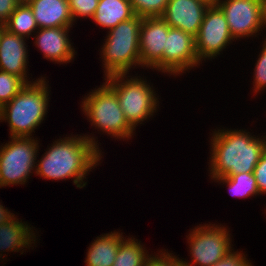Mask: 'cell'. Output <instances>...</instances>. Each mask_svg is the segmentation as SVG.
<instances>
[{"mask_svg": "<svg viewBox=\"0 0 266 266\" xmlns=\"http://www.w3.org/2000/svg\"><path fill=\"white\" fill-rule=\"evenodd\" d=\"M83 134L63 135L53 140L46 150L37 158L35 174L44 180L55 182L72 180L77 188L87 185L92 170L101 166L104 153ZM102 161V162H101ZM87 181H86V180ZM57 180V181H56Z\"/></svg>", "mask_w": 266, "mask_h": 266, "instance_id": "cell-1", "label": "cell"}, {"mask_svg": "<svg viewBox=\"0 0 266 266\" xmlns=\"http://www.w3.org/2000/svg\"><path fill=\"white\" fill-rule=\"evenodd\" d=\"M209 148V179L251 173L266 149V132L255 135L245 128L216 127L211 130Z\"/></svg>", "mask_w": 266, "mask_h": 266, "instance_id": "cell-2", "label": "cell"}, {"mask_svg": "<svg viewBox=\"0 0 266 266\" xmlns=\"http://www.w3.org/2000/svg\"><path fill=\"white\" fill-rule=\"evenodd\" d=\"M87 94V95H86ZM82 115L90 122L91 128L95 130L89 134L83 135L101 151L103 150L101 143L98 142V134L107 135L111 139L117 141L133 139L136 131L129 125L126 120L116 93L103 81L102 85L96 86L88 93H85L80 102ZM100 143V144H99Z\"/></svg>", "mask_w": 266, "mask_h": 266, "instance_id": "cell-3", "label": "cell"}, {"mask_svg": "<svg viewBox=\"0 0 266 266\" xmlns=\"http://www.w3.org/2000/svg\"><path fill=\"white\" fill-rule=\"evenodd\" d=\"M46 78V75H41L26 84L2 106L0 122H7L10 137H35L33 133L46 120L51 100V86Z\"/></svg>", "mask_w": 266, "mask_h": 266, "instance_id": "cell-4", "label": "cell"}, {"mask_svg": "<svg viewBox=\"0 0 266 266\" xmlns=\"http://www.w3.org/2000/svg\"><path fill=\"white\" fill-rule=\"evenodd\" d=\"M142 18H133L117 24L107 31L99 49L103 76L132 73L135 68H143L140 63L139 36Z\"/></svg>", "mask_w": 266, "mask_h": 266, "instance_id": "cell-5", "label": "cell"}, {"mask_svg": "<svg viewBox=\"0 0 266 266\" xmlns=\"http://www.w3.org/2000/svg\"><path fill=\"white\" fill-rule=\"evenodd\" d=\"M103 79L116 93L124 116L134 130L152 119L158 108L160 110L161 98L155 91L157 88L144 75L138 76V72L135 75L116 74Z\"/></svg>", "mask_w": 266, "mask_h": 266, "instance_id": "cell-6", "label": "cell"}, {"mask_svg": "<svg viewBox=\"0 0 266 266\" xmlns=\"http://www.w3.org/2000/svg\"><path fill=\"white\" fill-rule=\"evenodd\" d=\"M0 145V189L26 185L35 174L37 155L40 154L38 137H10Z\"/></svg>", "mask_w": 266, "mask_h": 266, "instance_id": "cell-7", "label": "cell"}, {"mask_svg": "<svg viewBox=\"0 0 266 266\" xmlns=\"http://www.w3.org/2000/svg\"><path fill=\"white\" fill-rule=\"evenodd\" d=\"M212 223L197 224L188 230L185 237L191 259L180 257L186 266H212L234 249L230 228L225 224Z\"/></svg>", "mask_w": 266, "mask_h": 266, "instance_id": "cell-8", "label": "cell"}, {"mask_svg": "<svg viewBox=\"0 0 266 266\" xmlns=\"http://www.w3.org/2000/svg\"><path fill=\"white\" fill-rule=\"evenodd\" d=\"M222 10L229 31L235 41L258 38L266 31L264 22V0H216Z\"/></svg>", "mask_w": 266, "mask_h": 266, "instance_id": "cell-9", "label": "cell"}, {"mask_svg": "<svg viewBox=\"0 0 266 266\" xmlns=\"http://www.w3.org/2000/svg\"><path fill=\"white\" fill-rule=\"evenodd\" d=\"M233 39L222 10L211 3L206 9L200 30L195 37L196 53L201 63L212 61L233 45ZM207 60V61H206Z\"/></svg>", "mask_w": 266, "mask_h": 266, "instance_id": "cell-10", "label": "cell"}, {"mask_svg": "<svg viewBox=\"0 0 266 266\" xmlns=\"http://www.w3.org/2000/svg\"><path fill=\"white\" fill-rule=\"evenodd\" d=\"M201 65L196 53L195 37L170 27L164 46L163 74L176 78Z\"/></svg>", "mask_w": 266, "mask_h": 266, "instance_id": "cell-11", "label": "cell"}, {"mask_svg": "<svg viewBox=\"0 0 266 266\" xmlns=\"http://www.w3.org/2000/svg\"><path fill=\"white\" fill-rule=\"evenodd\" d=\"M169 28L161 17L142 18L139 49L143 70L151 69L163 75V53Z\"/></svg>", "mask_w": 266, "mask_h": 266, "instance_id": "cell-12", "label": "cell"}, {"mask_svg": "<svg viewBox=\"0 0 266 266\" xmlns=\"http://www.w3.org/2000/svg\"><path fill=\"white\" fill-rule=\"evenodd\" d=\"M73 27L40 28L32 36L43 58L54 64H68L75 60L77 51L69 33Z\"/></svg>", "mask_w": 266, "mask_h": 266, "instance_id": "cell-13", "label": "cell"}, {"mask_svg": "<svg viewBox=\"0 0 266 266\" xmlns=\"http://www.w3.org/2000/svg\"><path fill=\"white\" fill-rule=\"evenodd\" d=\"M28 39L11 33L6 28L0 38V70L20 77L26 84L34 82L29 76ZM32 80H31V79Z\"/></svg>", "mask_w": 266, "mask_h": 266, "instance_id": "cell-14", "label": "cell"}, {"mask_svg": "<svg viewBox=\"0 0 266 266\" xmlns=\"http://www.w3.org/2000/svg\"><path fill=\"white\" fill-rule=\"evenodd\" d=\"M210 4L207 0H169L161 18L170 27L196 37Z\"/></svg>", "mask_w": 266, "mask_h": 266, "instance_id": "cell-15", "label": "cell"}, {"mask_svg": "<svg viewBox=\"0 0 266 266\" xmlns=\"http://www.w3.org/2000/svg\"><path fill=\"white\" fill-rule=\"evenodd\" d=\"M18 217L15 215L11 220L0 225V260L2 259L3 262L9 252L13 254L19 252L22 255L30 251V248L34 249L33 246L37 247L39 231L32 224L27 221L22 222L23 219Z\"/></svg>", "mask_w": 266, "mask_h": 266, "instance_id": "cell-16", "label": "cell"}, {"mask_svg": "<svg viewBox=\"0 0 266 266\" xmlns=\"http://www.w3.org/2000/svg\"><path fill=\"white\" fill-rule=\"evenodd\" d=\"M38 28L73 27L68 0H30Z\"/></svg>", "mask_w": 266, "mask_h": 266, "instance_id": "cell-17", "label": "cell"}, {"mask_svg": "<svg viewBox=\"0 0 266 266\" xmlns=\"http://www.w3.org/2000/svg\"><path fill=\"white\" fill-rule=\"evenodd\" d=\"M118 229L108 233H102L87 247L84 263L86 266H112L119 244L128 237Z\"/></svg>", "mask_w": 266, "mask_h": 266, "instance_id": "cell-18", "label": "cell"}, {"mask_svg": "<svg viewBox=\"0 0 266 266\" xmlns=\"http://www.w3.org/2000/svg\"><path fill=\"white\" fill-rule=\"evenodd\" d=\"M130 0H99L96 12L91 19L96 27L106 32L117 24L135 16Z\"/></svg>", "mask_w": 266, "mask_h": 266, "instance_id": "cell-19", "label": "cell"}, {"mask_svg": "<svg viewBox=\"0 0 266 266\" xmlns=\"http://www.w3.org/2000/svg\"><path fill=\"white\" fill-rule=\"evenodd\" d=\"M151 255L142 241L129 235L119 244L112 266H145Z\"/></svg>", "mask_w": 266, "mask_h": 266, "instance_id": "cell-20", "label": "cell"}, {"mask_svg": "<svg viewBox=\"0 0 266 266\" xmlns=\"http://www.w3.org/2000/svg\"><path fill=\"white\" fill-rule=\"evenodd\" d=\"M212 183L226 185L231 196L241 199L257 198L261 196L258 190L254 173H240L229 177L213 178Z\"/></svg>", "mask_w": 266, "mask_h": 266, "instance_id": "cell-21", "label": "cell"}, {"mask_svg": "<svg viewBox=\"0 0 266 266\" xmlns=\"http://www.w3.org/2000/svg\"><path fill=\"white\" fill-rule=\"evenodd\" d=\"M4 25L11 33L28 40L39 29L32 9L27 3H20Z\"/></svg>", "mask_w": 266, "mask_h": 266, "instance_id": "cell-22", "label": "cell"}, {"mask_svg": "<svg viewBox=\"0 0 266 266\" xmlns=\"http://www.w3.org/2000/svg\"><path fill=\"white\" fill-rule=\"evenodd\" d=\"M25 85L20 77L0 70V105L9 103Z\"/></svg>", "mask_w": 266, "mask_h": 266, "instance_id": "cell-23", "label": "cell"}, {"mask_svg": "<svg viewBox=\"0 0 266 266\" xmlns=\"http://www.w3.org/2000/svg\"><path fill=\"white\" fill-rule=\"evenodd\" d=\"M262 43L260 44V53L257 56V60L254 64L253 69V80L251 87L253 95L256 96L257 94L261 95V92L264 93L266 90V34H264V39L262 38Z\"/></svg>", "mask_w": 266, "mask_h": 266, "instance_id": "cell-24", "label": "cell"}, {"mask_svg": "<svg viewBox=\"0 0 266 266\" xmlns=\"http://www.w3.org/2000/svg\"><path fill=\"white\" fill-rule=\"evenodd\" d=\"M169 0H130L133 10L140 17H161Z\"/></svg>", "mask_w": 266, "mask_h": 266, "instance_id": "cell-25", "label": "cell"}, {"mask_svg": "<svg viewBox=\"0 0 266 266\" xmlns=\"http://www.w3.org/2000/svg\"><path fill=\"white\" fill-rule=\"evenodd\" d=\"M68 2L74 24L78 19H92L99 4V0H68Z\"/></svg>", "mask_w": 266, "mask_h": 266, "instance_id": "cell-26", "label": "cell"}, {"mask_svg": "<svg viewBox=\"0 0 266 266\" xmlns=\"http://www.w3.org/2000/svg\"><path fill=\"white\" fill-rule=\"evenodd\" d=\"M158 251L152 252V255L146 261L145 266H176L180 261V255L171 253L173 251H168V249H157Z\"/></svg>", "mask_w": 266, "mask_h": 266, "instance_id": "cell-27", "label": "cell"}, {"mask_svg": "<svg viewBox=\"0 0 266 266\" xmlns=\"http://www.w3.org/2000/svg\"><path fill=\"white\" fill-rule=\"evenodd\" d=\"M248 255L243 251L232 249L225 257L217 261L212 266H253L252 261L247 258Z\"/></svg>", "mask_w": 266, "mask_h": 266, "instance_id": "cell-28", "label": "cell"}, {"mask_svg": "<svg viewBox=\"0 0 266 266\" xmlns=\"http://www.w3.org/2000/svg\"><path fill=\"white\" fill-rule=\"evenodd\" d=\"M254 176L260 195L266 194V149L254 169Z\"/></svg>", "mask_w": 266, "mask_h": 266, "instance_id": "cell-29", "label": "cell"}, {"mask_svg": "<svg viewBox=\"0 0 266 266\" xmlns=\"http://www.w3.org/2000/svg\"><path fill=\"white\" fill-rule=\"evenodd\" d=\"M20 3L19 0H0V23L5 24Z\"/></svg>", "mask_w": 266, "mask_h": 266, "instance_id": "cell-30", "label": "cell"}, {"mask_svg": "<svg viewBox=\"0 0 266 266\" xmlns=\"http://www.w3.org/2000/svg\"><path fill=\"white\" fill-rule=\"evenodd\" d=\"M264 22L266 27V0H264Z\"/></svg>", "mask_w": 266, "mask_h": 266, "instance_id": "cell-31", "label": "cell"}, {"mask_svg": "<svg viewBox=\"0 0 266 266\" xmlns=\"http://www.w3.org/2000/svg\"><path fill=\"white\" fill-rule=\"evenodd\" d=\"M5 28V25L0 23V38H1V35L3 33V29Z\"/></svg>", "mask_w": 266, "mask_h": 266, "instance_id": "cell-32", "label": "cell"}, {"mask_svg": "<svg viewBox=\"0 0 266 266\" xmlns=\"http://www.w3.org/2000/svg\"><path fill=\"white\" fill-rule=\"evenodd\" d=\"M176 266H186L185 264H183L181 261H179Z\"/></svg>", "mask_w": 266, "mask_h": 266, "instance_id": "cell-33", "label": "cell"}, {"mask_svg": "<svg viewBox=\"0 0 266 266\" xmlns=\"http://www.w3.org/2000/svg\"><path fill=\"white\" fill-rule=\"evenodd\" d=\"M21 3H27L29 2L30 0H19Z\"/></svg>", "mask_w": 266, "mask_h": 266, "instance_id": "cell-34", "label": "cell"}, {"mask_svg": "<svg viewBox=\"0 0 266 266\" xmlns=\"http://www.w3.org/2000/svg\"><path fill=\"white\" fill-rule=\"evenodd\" d=\"M207 1H209L211 3H215L216 2V0H207Z\"/></svg>", "mask_w": 266, "mask_h": 266, "instance_id": "cell-35", "label": "cell"}, {"mask_svg": "<svg viewBox=\"0 0 266 266\" xmlns=\"http://www.w3.org/2000/svg\"><path fill=\"white\" fill-rule=\"evenodd\" d=\"M1 111H2V106L0 105V120H1Z\"/></svg>", "mask_w": 266, "mask_h": 266, "instance_id": "cell-36", "label": "cell"}]
</instances>
